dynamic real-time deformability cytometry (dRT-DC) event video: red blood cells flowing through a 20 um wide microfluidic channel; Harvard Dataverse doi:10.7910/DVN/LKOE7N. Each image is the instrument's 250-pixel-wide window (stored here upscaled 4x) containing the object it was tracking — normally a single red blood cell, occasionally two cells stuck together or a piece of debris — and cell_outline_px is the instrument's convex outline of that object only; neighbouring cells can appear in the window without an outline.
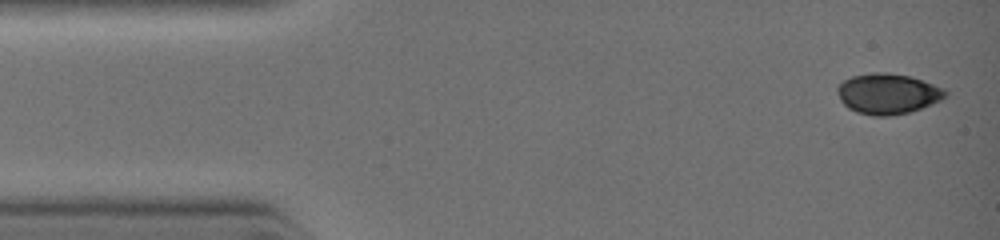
{"species": "common noctule bat (a hibernating species)", "species_latin": "Nyctalus noctula", "temperature_condition": "warm", "stored_images_in_passage": 6, "camera_frame_rate_fps": 3000, "um_per_image_px": 0.085, "animal": {"sex": "female", "body_mass_g": 19.0, "forearm_length_mm": 51.5}, "frame": {"image": 1, "passage_image": 1, "time_ms": 0.0, "image_size_px": [1000, 240], "cell_outline_px": [[948, 96], [940, 100], [920, 108], [908, 112], [888, 116], [872, 116], [856, 112], [848, 108], [840, 100], [836, 92], [836, 88], [844, 80], [852, 76], [872, 72], [888, 72], [908, 76], [944, 88], [948, 92]], "centroid_in_image_um": [75.43, 7.97], "position_along_channel_um": 9.6, "area_um2": 25.43}}
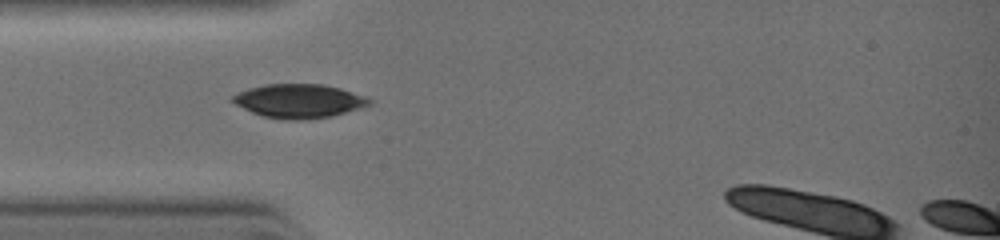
{"frame": {"image": 2, "passage_image": 5, "time_ms": 2.667, "image_size_px": [1000, 240], "cell_outline_px": [[372, 104], [344, 112], [328, 116], [296, 120], [292, 120], [264, 116], [252, 112], [228, 100], [232, 96], [248, 88], [268, 84], [324, 84], [340, 88], [368, 96], [372, 100]], "centroid_in_image_um": [25.42, 8.56], "position_along_channel_um": 59.6, "area_um2": 26.65}}